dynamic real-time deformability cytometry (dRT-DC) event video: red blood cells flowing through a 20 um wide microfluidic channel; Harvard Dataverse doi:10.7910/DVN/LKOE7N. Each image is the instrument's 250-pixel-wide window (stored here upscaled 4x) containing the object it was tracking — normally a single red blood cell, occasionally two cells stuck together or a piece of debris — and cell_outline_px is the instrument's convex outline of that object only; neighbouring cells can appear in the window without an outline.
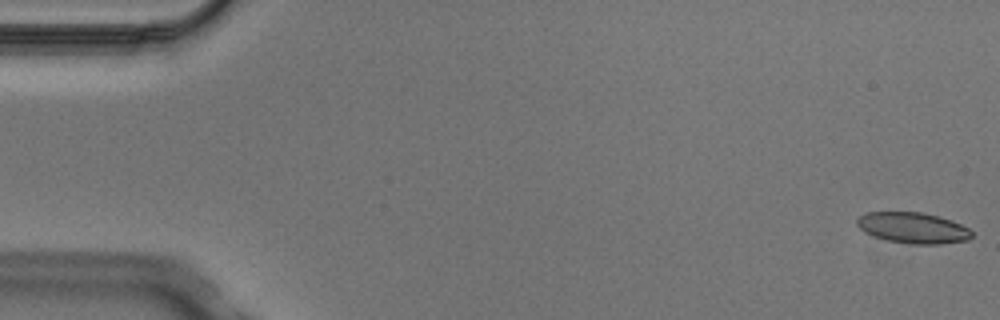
{"species": "Egyptian fruit bat (a non-hibernating species)", "species_latin": "Rousettus aegyptiacus", "temperature_condition": "cold", "stored_images_in_passage": 5, "camera_frame_rate_fps": 3000, "um_per_image_px": 0.085, "animal": {"sex": "male"}, "frame": {"image": 1, "passage_image": 1, "time_ms": 0.0, "image_size_px": [1000, 320], "cell_outline_px": [[972, 236], [968, 240], [940, 244], [916, 244], [888, 240], [864, 232], [856, 224], [856, 220], [864, 212], [924, 212], [952, 220], [968, 228], [972, 232]], "centroid_in_image_um": [77.61, 19.35], "position_along_channel_um": 7.4, "area_um2": 20.58}}
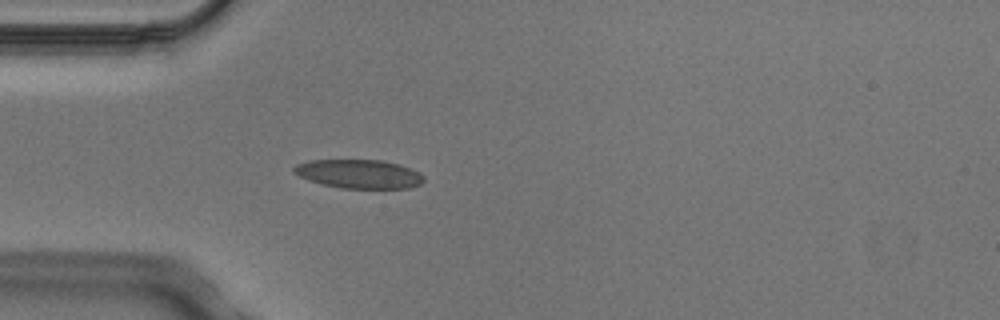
{"frame": {"image": 2, "passage_image": 5, "time_ms": 1.333, "image_size_px": [1000, 320], "cell_outline_px": [[424, 180], [420, 184], [408, 188], [340, 188], [320, 184], [308, 180], [292, 172], [292, 168], [296, 164], [312, 160], [380, 160], [412, 168], [420, 172], [424, 176]], "centroid_in_image_um": [30.5, 14.79], "position_along_channel_um": 54.5, "area_um2": 21.85}}